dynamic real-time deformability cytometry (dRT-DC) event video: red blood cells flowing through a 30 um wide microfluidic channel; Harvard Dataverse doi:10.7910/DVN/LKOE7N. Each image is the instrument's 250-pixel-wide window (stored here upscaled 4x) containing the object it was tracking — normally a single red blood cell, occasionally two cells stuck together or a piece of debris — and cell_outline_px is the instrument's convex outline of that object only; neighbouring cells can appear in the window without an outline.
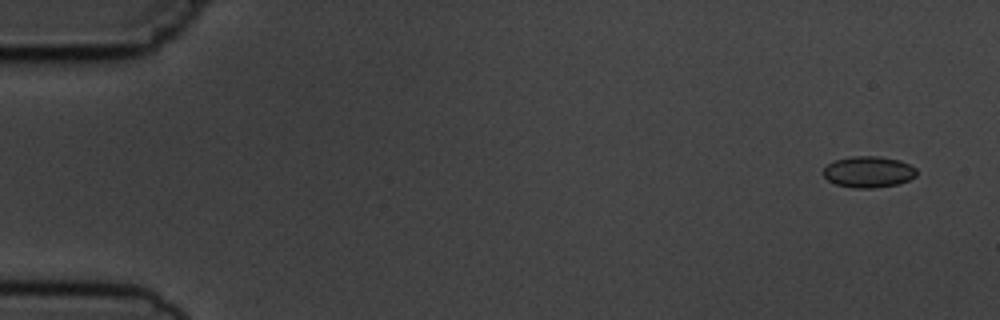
{"species": "common noctule bat (a hibernating species)", "species_latin": "Nyctalus noctula", "temperature_condition": "cold", "stored_images_in_passage": 6, "camera_frame_rate_fps": 3000, "um_per_image_px": 0.085, "animal": {"sex": "male", "body_mass_g": 19.5, "forearm_length_mm": 54.6}, "frame": {"image": 1, "passage_image": 1, "time_ms": 0.0, "image_size_px": [1000, 320], "cell_outline_px": [[916, 176], [908, 180], [896, 184], [872, 188], [856, 188], [836, 184], [828, 180], [824, 176], [824, 168], [828, 164], [836, 160], [852, 156], [880, 156], [900, 160], [916, 168]], "centroid_in_image_um": [73.83, 14.6], "position_along_channel_um": 11.2, "area_um2": 16.82}}
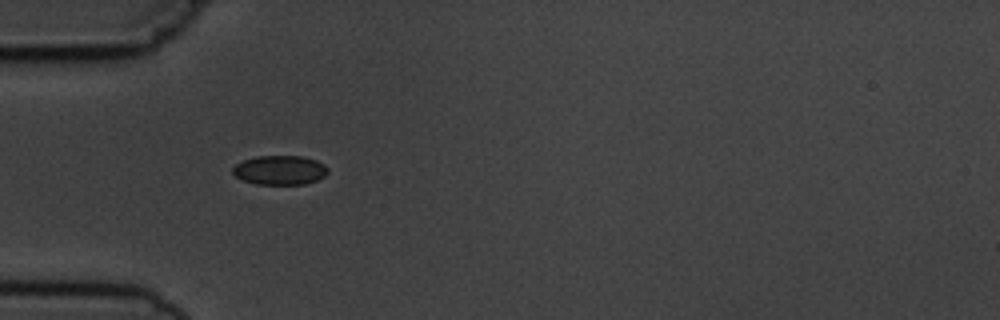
{"frame": {"image": 2, "passage_image": 5, "time_ms": 4.667, "image_size_px": [1000, 320], "cell_outline_px": [[328, 172], [324, 176], [316, 180], [304, 184], [256, 184], [244, 180], [236, 176], [232, 172], [232, 168], [236, 164], [244, 160], [256, 156], [304, 156], [316, 160], [324, 164], [328, 168]], "centroid_in_image_um": [23.8, 14.45], "position_along_channel_um": 61.2, "area_um2": 16.18}}
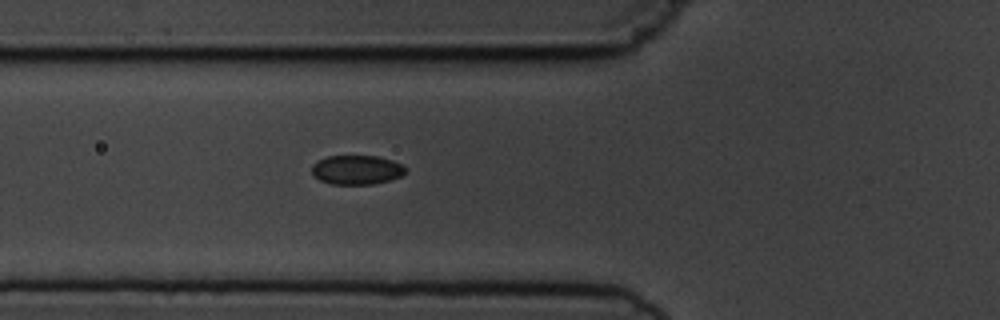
{"frame": {"image": 3, "passage_image": 6, "time_ms": 5.667, "image_size_px": [1000, 320], "cell_outline_px": [[408, 168], [400, 176], [388, 180], [372, 184], [332, 184], [320, 180], [312, 176], [312, 164], [316, 160], [328, 156], [380, 156], [392, 160]], "centroid_in_image_um": [30.28, 14.42], "position_along_channel_um": 95.5, "area_um2": 16.01}}